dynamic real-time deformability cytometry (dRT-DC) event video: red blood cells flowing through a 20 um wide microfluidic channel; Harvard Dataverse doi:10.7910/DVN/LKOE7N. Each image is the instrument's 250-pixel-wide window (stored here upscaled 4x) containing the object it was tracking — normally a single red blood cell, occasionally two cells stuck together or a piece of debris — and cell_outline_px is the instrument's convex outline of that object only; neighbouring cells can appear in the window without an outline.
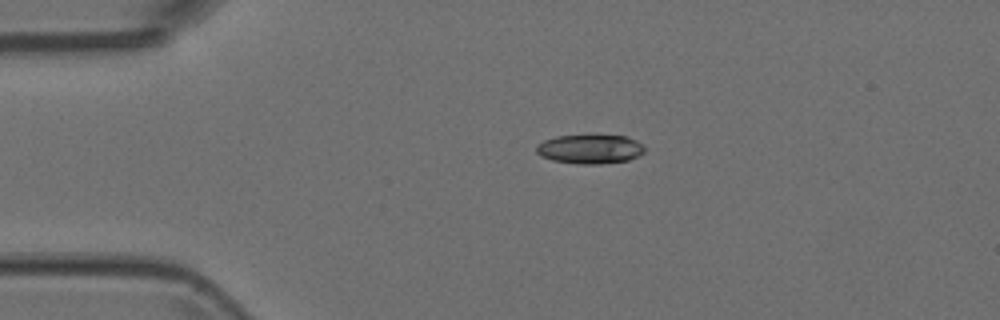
{"species": "Egyptian fruit bat (a non-hibernating species)", "species_latin": "Rousettus aegyptiacus", "temperature_condition": "room temperature", "stored_images_in_passage": 4, "camera_frame_rate_fps": 3000, "um_per_image_px": 0.085, "animal": {"sex": "female"}, "frame": {"image": 1, "passage_image": 3, "time_ms": 0.667, "image_size_px": [1000, 320], "cell_outline_px": [[644, 152], [640, 156], [628, 160], [600, 164], [580, 164], [552, 160], [540, 156], [536, 152], [536, 144], [544, 140], [556, 136], [628, 136], [644, 144]], "centroid_in_image_um": [50.16, 12.68], "position_along_channel_um": 34.8, "area_um2": 18.44}}
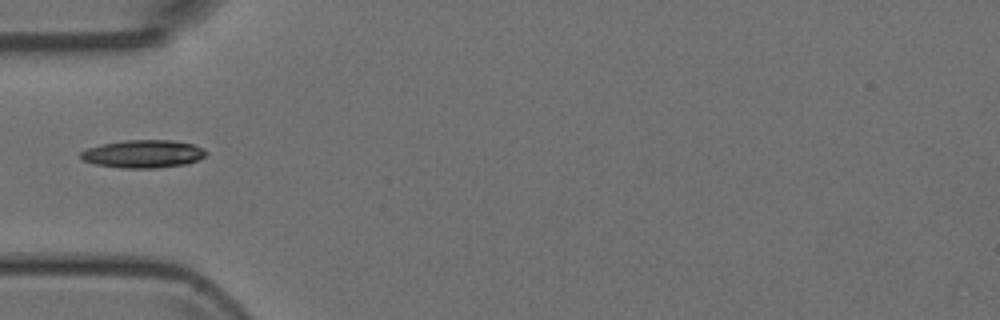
{"frame": {"image": 2, "passage_image": 4, "time_ms": 1.0, "image_size_px": [1000, 320], "cell_outline_px": [[208, 152], [204, 156], [188, 164], [156, 168], [120, 168], [96, 164], [84, 160], [80, 156], [80, 152], [88, 148], [100, 144], [124, 140], [172, 140], [192, 144], [204, 148]], "centroid_in_image_um": [12.18, 13.08], "position_along_channel_um": 72.8, "area_um2": 20.4}}